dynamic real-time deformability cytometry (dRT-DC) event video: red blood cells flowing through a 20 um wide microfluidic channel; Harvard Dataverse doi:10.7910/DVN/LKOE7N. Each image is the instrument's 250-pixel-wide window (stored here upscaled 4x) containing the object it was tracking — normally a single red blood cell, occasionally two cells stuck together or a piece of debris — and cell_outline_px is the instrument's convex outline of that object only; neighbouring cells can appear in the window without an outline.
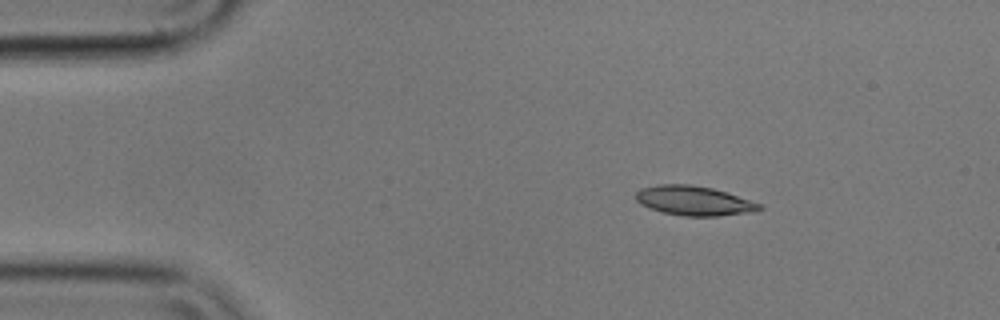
{"species": "common noctule bat (a hibernating species)", "species_latin": "Nyctalus noctula", "temperature_condition": "cold", "stored_images_in_passage": 4, "camera_frame_rate_fps": 3000, "um_per_image_px": 0.085, "animal": {"sex": "male", "body_mass_g": 17.9}, "frame": {"image": 1, "passage_image": 2, "time_ms": 0.333, "image_size_px": [1000, 320], "cell_outline_px": [[764, 208], [752, 212], [716, 216], [684, 216], [664, 212], [640, 204], [636, 200], [636, 192], [640, 188], [660, 184], [692, 184], [712, 188], [728, 192], [760, 204]], "centroid_in_image_um": [58.99, 17.05], "position_along_channel_um": 26.0, "area_um2": 21.15}}